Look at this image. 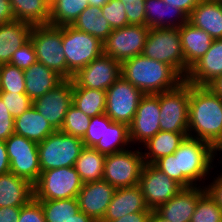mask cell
<instances>
[{
    "mask_svg": "<svg viewBox=\"0 0 222 222\" xmlns=\"http://www.w3.org/2000/svg\"><path fill=\"white\" fill-rule=\"evenodd\" d=\"M121 73V62L102 54L73 75V88L106 91L121 77Z\"/></svg>",
    "mask_w": 222,
    "mask_h": 222,
    "instance_id": "5bb4252c",
    "label": "cell"
},
{
    "mask_svg": "<svg viewBox=\"0 0 222 222\" xmlns=\"http://www.w3.org/2000/svg\"><path fill=\"white\" fill-rule=\"evenodd\" d=\"M14 134V118L0 97V140L6 141Z\"/></svg>",
    "mask_w": 222,
    "mask_h": 222,
    "instance_id": "bcb514c9",
    "label": "cell"
},
{
    "mask_svg": "<svg viewBox=\"0 0 222 222\" xmlns=\"http://www.w3.org/2000/svg\"><path fill=\"white\" fill-rule=\"evenodd\" d=\"M205 191L204 186L183 188L168 202L161 204L155 211L168 222H190L195 212L197 200Z\"/></svg>",
    "mask_w": 222,
    "mask_h": 222,
    "instance_id": "d6986e66",
    "label": "cell"
},
{
    "mask_svg": "<svg viewBox=\"0 0 222 222\" xmlns=\"http://www.w3.org/2000/svg\"><path fill=\"white\" fill-rule=\"evenodd\" d=\"M0 97L13 118L22 115L33 105L26 93L0 92Z\"/></svg>",
    "mask_w": 222,
    "mask_h": 222,
    "instance_id": "60d3db41",
    "label": "cell"
},
{
    "mask_svg": "<svg viewBox=\"0 0 222 222\" xmlns=\"http://www.w3.org/2000/svg\"><path fill=\"white\" fill-rule=\"evenodd\" d=\"M151 212H135L110 222H147Z\"/></svg>",
    "mask_w": 222,
    "mask_h": 222,
    "instance_id": "816d5d0a",
    "label": "cell"
},
{
    "mask_svg": "<svg viewBox=\"0 0 222 222\" xmlns=\"http://www.w3.org/2000/svg\"><path fill=\"white\" fill-rule=\"evenodd\" d=\"M124 3L129 25H146L145 0H120Z\"/></svg>",
    "mask_w": 222,
    "mask_h": 222,
    "instance_id": "ee69618b",
    "label": "cell"
},
{
    "mask_svg": "<svg viewBox=\"0 0 222 222\" xmlns=\"http://www.w3.org/2000/svg\"><path fill=\"white\" fill-rule=\"evenodd\" d=\"M152 211L153 210L146 206L144 196L139 185L116 188L114 196L101 222H110L135 212Z\"/></svg>",
    "mask_w": 222,
    "mask_h": 222,
    "instance_id": "44dd1931",
    "label": "cell"
},
{
    "mask_svg": "<svg viewBox=\"0 0 222 222\" xmlns=\"http://www.w3.org/2000/svg\"><path fill=\"white\" fill-rule=\"evenodd\" d=\"M24 79L26 94L32 101L42 97L64 80L55 71L40 62H36L24 70Z\"/></svg>",
    "mask_w": 222,
    "mask_h": 222,
    "instance_id": "484cf974",
    "label": "cell"
},
{
    "mask_svg": "<svg viewBox=\"0 0 222 222\" xmlns=\"http://www.w3.org/2000/svg\"><path fill=\"white\" fill-rule=\"evenodd\" d=\"M88 6V0H55L50 5L49 24L53 26L72 25Z\"/></svg>",
    "mask_w": 222,
    "mask_h": 222,
    "instance_id": "e575fe53",
    "label": "cell"
},
{
    "mask_svg": "<svg viewBox=\"0 0 222 222\" xmlns=\"http://www.w3.org/2000/svg\"><path fill=\"white\" fill-rule=\"evenodd\" d=\"M32 28L18 20L0 24V64H8L13 53L30 40Z\"/></svg>",
    "mask_w": 222,
    "mask_h": 222,
    "instance_id": "cb8c5ba5",
    "label": "cell"
},
{
    "mask_svg": "<svg viewBox=\"0 0 222 222\" xmlns=\"http://www.w3.org/2000/svg\"><path fill=\"white\" fill-rule=\"evenodd\" d=\"M0 92L26 93L24 70L11 64H2Z\"/></svg>",
    "mask_w": 222,
    "mask_h": 222,
    "instance_id": "f35d334b",
    "label": "cell"
},
{
    "mask_svg": "<svg viewBox=\"0 0 222 222\" xmlns=\"http://www.w3.org/2000/svg\"><path fill=\"white\" fill-rule=\"evenodd\" d=\"M4 142L10 160V172L34 185L41 174L38 143L16 134Z\"/></svg>",
    "mask_w": 222,
    "mask_h": 222,
    "instance_id": "7c38bea8",
    "label": "cell"
},
{
    "mask_svg": "<svg viewBox=\"0 0 222 222\" xmlns=\"http://www.w3.org/2000/svg\"><path fill=\"white\" fill-rule=\"evenodd\" d=\"M21 207L3 206L0 207V222H17L20 216Z\"/></svg>",
    "mask_w": 222,
    "mask_h": 222,
    "instance_id": "681fc988",
    "label": "cell"
},
{
    "mask_svg": "<svg viewBox=\"0 0 222 222\" xmlns=\"http://www.w3.org/2000/svg\"><path fill=\"white\" fill-rule=\"evenodd\" d=\"M145 94L123 76L106 90L105 114L117 123H132L141 98Z\"/></svg>",
    "mask_w": 222,
    "mask_h": 222,
    "instance_id": "8fae6325",
    "label": "cell"
},
{
    "mask_svg": "<svg viewBox=\"0 0 222 222\" xmlns=\"http://www.w3.org/2000/svg\"><path fill=\"white\" fill-rule=\"evenodd\" d=\"M84 147L81 138L56 130L38 143L41 172L75 166Z\"/></svg>",
    "mask_w": 222,
    "mask_h": 222,
    "instance_id": "8992f818",
    "label": "cell"
},
{
    "mask_svg": "<svg viewBox=\"0 0 222 222\" xmlns=\"http://www.w3.org/2000/svg\"><path fill=\"white\" fill-rule=\"evenodd\" d=\"M69 222H95L91 217L86 215L81 210L76 213Z\"/></svg>",
    "mask_w": 222,
    "mask_h": 222,
    "instance_id": "11a10c76",
    "label": "cell"
},
{
    "mask_svg": "<svg viewBox=\"0 0 222 222\" xmlns=\"http://www.w3.org/2000/svg\"><path fill=\"white\" fill-rule=\"evenodd\" d=\"M186 137H188V132H157L142 144L145 151L147 150V152H142L144 162L153 164L161 157L174 154Z\"/></svg>",
    "mask_w": 222,
    "mask_h": 222,
    "instance_id": "f1b7e54d",
    "label": "cell"
},
{
    "mask_svg": "<svg viewBox=\"0 0 222 222\" xmlns=\"http://www.w3.org/2000/svg\"><path fill=\"white\" fill-rule=\"evenodd\" d=\"M166 4L174 8H179L184 11L188 16L193 9L198 5L201 0H163Z\"/></svg>",
    "mask_w": 222,
    "mask_h": 222,
    "instance_id": "c3c4849f",
    "label": "cell"
},
{
    "mask_svg": "<svg viewBox=\"0 0 222 222\" xmlns=\"http://www.w3.org/2000/svg\"><path fill=\"white\" fill-rule=\"evenodd\" d=\"M155 95L160 105V131L188 132L190 83L184 80L176 88Z\"/></svg>",
    "mask_w": 222,
    "mask_h": 222,
    "instance_id": "ba28073f",
    "label": "cell"
},
{
    "mask_svg": "<svg viewBox=\"0 0 222 222\" xmlns=\"http://www.w3.org/2000/svg\"><path fill=\"white\" fill-rule=\"evenodd\" d=\"M1 67H2V64H0V82H1Z\"/></svg>",
    "mask_w": 222,
    "mask_h": 222,
    "instance_id": "94428289",
    "label": "cell"
},
{
    "mask_svg": "<svg viewBox=\"0 0 222 222\" xmlns=\"http://www.w3.org/2000/svg\"><path fill=\"white\" fill-rule=\"evenodd\" d=\"M209 185H205V190L214 199L215 203L222 209V173L217 175Z\"/></svg>",
    "mask_w": 222,
    "mask_h": 222,
    "instance_id": "7dc6e473",
    "label": "cell"
},
{
    "mask_svg": "<svg viewBox=\"0 0 222 222\" xmlns=\"http://www.w3.org/2000/svg\"><path fill=\"white\" fill-rule=\"evenodd\" d=\"M83 184L74 166L49 169L41 172L34 184V198L36 200L77 198Z\"/></svg>",
    "mask_w": 222,
    "mask_h": 222,
    "instance_id": "52a82bcc",
    "label": "cell"
},
{
    "mask_svg": "<svg viewBox=\"0 0 222 222\" xmlns=\"http://www.w3.org/2000/svg\"><path fill=\"white\" fill-rule=\"evenodd\" d=\"M105 157L93 147L82 149L74 167L84 184L103 179Z\"/></svg>",
    "mask_w": 222,
    "mask_h": 222,
    "instance_id": "d6a6232c",
    "label": "cell"
},
{
    "mask_svg": "<svg viewBox=\"0 0 222 222\" xmlns=\"http://www.w3.org/2000/svg\"><path fill=\"white\" fill-rule=\"evenodd\" d=\"M222 75V38L214 39L206 54L189 70L185 80L196 86H208Z\"/></svg>",
    "mask_w": 222,
    "mask_h": 222,
    "instance_id": "ffe728a7",
    "label": "cell"
},
{
    "mask_svg": "<svg viewBox=\"0 0 222 222\" xmlns=\"http://www.w3.org/2000/svg\"><path fill=\"white\" fill-rule=\"evenodd\" d=\"M121 76L144 94L176 88L185 79L170 65L137 55L121 63Z\"/></svg>",
    "mask_w": 222,
    "mask_h": 222,
    "instance_id": "3957f363",
    "label": "cell"
},
{
    "mask_svg": "<svg viewBox=\"0 0 222 222\" xmlns=\"http://www.w3.org/2000/svg\"><path fill=\"white\" fill-rule=\"evenodd\" d=\"M186 63V76L190 68L209 50L214 39L203 29L186 22L179 28Z\"/></svg>",
    "mask_w": 222,
    "mask_h": 222,
    "instance_id": "7402d4cb",
    "label": "cell"
},
{
    "mask_svg": "<svg viewBox=\"0 0 222 222\" xmlns=\"http://www.w3.org/2000/svg\"><path fill=\"white\" fill-rule=\"evenodd\" d=\"M56 130L49 121L31 105L22 115L14 118V134L40 143Z\"/></svg>",
    "mask_w": 222,
    "mask_h": 222,
    "instance_id": "83f0119b",
    "label": "cell"
},
{
    "mask_svg": "<svg viewBox=\"0 0 222 222\" xmlns=\"http://www.w3.org/2000/svg\"><path fill=\"white\" fill-rule=\"evenodd\" d=\"M50 4L53 2V1H55V0H47Z\"/></svg>",
    "mask_w": 222,
    "mask_h": 222,
    "instance_id": "6125c7cd",
    "label": "cell"
},
{
    "mask_svg": "<svg viewBox=\"0 0 222 222\" xmlns=\"http://www.w3.org/2000/svg\"><path fill=\"white\" fill-rule=\"evenodd\" d=\"M144 164L142 152L137 149L106 155L103 180L115 188L139 185Z\"/></svg>",
    "mask_w": 222,
    "mask_h": 222,
    "instance_id": "30bf717a",
    "label": "cell"
},
{
    "mask_svg": "<svg viewBox=\"0 0 222 222\" xmlns=\"http://www.w3.org/2000/svg\"><path fill=\"white\" fill-rule=\"evenodd\" d=\"M62 41L67 68L73 74L103 54V42L71 25L62 26Z\"/></svg>",
    "mask_w": 222,
    "mask_h": 222,
    "instance_id": "9c48e42d",
    "label": "cell"
},
{
    "mask_svg": "<svg viewBox=\"0 0 222 222\" xmlns=\"http://www.w3.org/2000/svg\"><path fill=\"white\" fill-rule=\"evenodd\" d=\"M72 104L90 118L105 113L106 91L90 88H73Z\"/></svg>",
    "mask_w": 222,
    "mask_h": 222,
    "instance_id": "836d02e7",
    "label": "cell"
},
{
    "mask_svg": "<svg viewBox=\"0 0 222 222\" xmlns=\"http://www.w3.org/2000/svg\"><path fill=\"white\" fill-rule=\"evenodd\" d=\"M150 28L146 25H127L113 29L103 42V54L119 62L141 55Z\"/></svg>",
    "mask_w": 222,
    "mask_h": 222,
    "instance_id": "4fadbf2b",
    "label": "cell"
},
{
    "mask_svg": "<svg viewBox=\"0 0 222 222\" xmlns=\"http://www.w3.org/2000/svg\"><path fill=\"white\" fill-rule=\"evenodd\" d=\"M73 81L64 79L54 89L33 101V106L55 130H60L72 105Z\"/></svg>",
    "mask_w": 222,
    "mask_h": 222,
    "instance_id": "2e32d148",
    "label": "cell"
},
{
    "mask_svg": "<svg viewBox=\"0 0 222 222\" xmlns=\"http://www.w3.org/2000/svg\"><path fill=\"white\" fill-rule=\"evenodd\" d=\"M142 55L172 66L184 79L186 63L179 28H151Z\"/></svg>",
    "mask_w": 222,
    "mask_h": 222,
    "instance_id": "5b68a950",
    "label": "cell"
},
{
    "mask_svg": "<svg viewBox=\"0 0 222 222\" xmlns=\"http://www.w3.org/2000/svg\"><path fill=\"white\" fill-rule=\"evenodd\" d=\"M188 22L206 31L213 39H221L222 2L201 0L188 16Z\"/></svg>",
    "mask_w": 222,
    "mask_h": 222,
    "instance_id": "4316f807",
    "label": "cell"
},
{
    "mask_svg": "<svg viewBox=\"0 0 222 222\" xmlns=\"http://www.w3.org/2000/svg\"><path fill=\"white\" fill-rule=\"evenodd\" d=\"M90 120L88 115L72 104L65 115L60 131L82 139L89 127Z\"/></svg>",
    "mask_w": 222,
    "mask_h": 222,
    "instance_id": "74e56055",
    "label": "cell"
},
{
    "mask_svg": "<svg viewBox=\"0 0 222 222\" xmlns=\"http://www.w3.org/2000/svg\"><path fill=\"white\" fill-rule=\"evenodd\" d=\"M15 20L10 0H0V24Z\"/></svg>",
    "mask_w": 222,
    "mask_h": 222,
    "instance_id": "f907efd6",
    "label": "cell"
},
{
    "mask_svg": "<svg viewBox=\"0 0 222 222\" xmlns=\"http://www.w3.org/2000/svg\"><path fill=\"white\" fill-rule=\"evenodd\" d=\"M145 17L146 26L150 29L180 28L188 22V15L184 11L166 4L163 0H145Z\"/></svg>",
    "mask_w": 222,
    "mask_h": 222,
    "instance_id": "d4e9b609",
    "label": "cell"
},
{
    "mask_svg": "<svg viewBox=\"0 0 222 222\" xmlns=\"http://www.w3.org/2000/svg\"><path fill=\"white\" fill-rule=\"evenodd\" d=\"M129 126L124 123L113 122L105 114V134L93 147L104 155H110L129 149ZM128 147V148H127Z\"/></svg>",
    "mask_w": 222,
    "mask_h": 222,
    "instance_id": "f546056e",
    "label": "cell"
},
{
    "mask_svg": "<svg viewBox=\"0 0 222 222\" xmlns=\"http://www.w3.org/2000/svg\"><path fill=\"white\" fill-rule=\"evenodd\" d=\"M188 137L205 141L215 150L222 143V98L209 86L190 84Z\"/></svg>",
    "mask_w": 222,
    "mask_h": 222,
    "instance_id": "7a4b0ae2",
    "label": "cell"
},
{
    "mask_svg": "<svg viewBox=\"0 0 222 222\" xmlns=\"http://www.w3.org/2000/svg\"><path fill=\"white\" fill-rule=\"evenodd\" d=\"M37 62L36 52L31 40L21 46L16 52L13 53L9 64L19 68L27 69L32 64Z\"/></svg>",
    "mask_w": 222,
    "mask_h": 222,
    "instance_id": "7bdbcfd3",
    "label": "cell"
},
{
    "mask_svg": "<svg viewBox=\"0 0 222 222\" xmlns=\"http://www.w3.org/2000/svg\"><path fill=\"white\" fill-rule=\"evenodd\" d=\"M101 11L112 29L122 28L129 25L126 17L124 3L122 1L109 0V2L101 7Z\"/></svg>",
    "mask_w": 222,
    "mask_h": 222,
    "instance_id": "ab89813d",
    "label": "cell"
},
{
    "mask_svg": "<svg viewBox=\"0 0 222 222\" xmlns=\"http://www.w3.org/2000/svg\"><path fill=\"white\" fill-rule=\"evenodd\" d=\"M89 6H96L101 8L103 5H105L109 0H88Z\"/></svg>",
    "mask_w": 222,
    "mask_h": 222,
    "instance_id": "6f0895ef",
    "label": "cell"
},
{
    "mask_svg": "<svg viewBox=\"0 0 222 222\" xmlns=\"http://www.w3.org/2000/svg\"><path fill=\"white\" fill-rule=\"evenodd\" d=\"M216 155H217V151L221 152L222 151V143L216 148Z\"/></svg>",
    "mask_w": 222,
    "mask_h": 222,
    "instance_id": "680465c9",
    "label": "cell"
},
{
    "mask_svg": "<svg viewBox=\"0 0 222 222\" xmlns=\"http://www.w3.org/2000/svg\"><path fill=\"white\" fill-rule=\"evenodd\" d=\"M215 154V149L209 143L186 137L174 154L161 157L153 165L183 188H188L197 186L209 175L214 168Z\"/></svg>",
    "mask_w": 222,
    "mask_h": 222,
    "instance_id": "6da1fadb",
    "label": "cell"
},
{
    "mask_svg": "<svg viewBox=\"0 0 222 222\" xmlns=\"http://www.w3.org/2000/svg\"><path fill=\"white\" fill-rule=\"evenodd\" d=\"M207 1L222 2V0H207Z\"/></svg>",
    "mask_w": 222,
    "mask_h": 222,
    "instance_id": "91938a15",
    "label": "cell"
},
{
    "mask_svg": "<svg viewBox=\"0 0 222 222\" xmlns=\"http://www.w3.org/2000/svg\"><path fill=\"white\" fill-rule=\"evenodd\" d=\"M17 222H45L41 203L33 198L29 203L22 206Z\"/></svg>",
    "mask_w": 222,
    "mask_h": 222,
    "instance_id": "f6af8a7d",
    "label": "cell"
},
{
    "mask_svg": "<svg viewBox=\"0 0 222 222\" xmlns=\"http://www.w3.org/2000/svg\"><path fill=\"white\" fill-rule=\"evenodd\" d=\"M147 222H168L166 219H163L155 210L150 213Z\"/></svg>",
    "mask_w": 222,
    "mask_h": 222,
    "instance_id": "9f6ffc18",
    "label": "cell"
},
{
    "mask_svg": "<svg viewBox=\"0 0 222 222\" xmlns=\"http://www.w3.org/2000/svg\"><path fill=\"white\" fill-rule=\"evenodd\" d=\"M105 134V113L91 117L89 127L82 138L85 147H94Z\"/></svg>",
    "mask_w": 222,
    "mask_h": 222,
    "instance_id": "b9f144b4",
    "label": "cell"
},
{
    "mask_svg": "<svg viewBox=\"0 0 222 222\" xmlns=\"http://www.w3.org/2000/svg\"><path fill=\"white\" fill-rule=\"evenodd\" d=\"M190 222H222V209L206 190L199 196Z\"/></svg>",
    "mask_w": 222,
    "mask_h": 222,
    "instance_id": "8d00e7d4",
    "label": "cell"
},
{
    "mask_svg": "<svg viewBox=\"0 0 222 222\" xmlns=\"http://www.w3.org/2000/svg\"><path fill=\"white\" fill-rule=\"evenodd\" d=\"M208 86L216 95L222 98V75L218 76Z\"/></svg>",
    "mask_w": 222,
    "mask_h": 222,
    "instance_id": "db71d44e",
    "label": "cell"
},
{
    "mask_svg": "<svg viewBox=\"0 0 222 222\" xmlns=\"http://www.w3.org/2000/svg\"><path fill=\"white\" fill-rule=\"evenodd\" d=\"M139 186L146 206L153 211L161 204L168 202L183 189L180 184L167 174L149 163L143 165Z\"/></svg>",
    "mask_w": 222,
    "mask_h": 222,
    "instance_id": "9a60e30c",
    "label": "cell"
},
{
    "mask_svg": "<svg viewBox=\"0 0 222 222\" xmlns=\"http://www.w3.org/2000/svg\"><path fill=\"white\" fill-rule=\"evenodd\" d=\"M10 172V160L5 142L0 140V175Z\"/></svg>",
    "mask_w": 222,
    "mask_h": 222,
    "instance_id": "f5cc1de1",
    "label": "cell"
},
{
    "mask_svg": "<svg viewBox=\"0 0 222 222\" xmlns=\"http://www.w3.org/2000/svg\"><path fill=\"white\" fill-rule=\"evenodd\" d=\"M10 2L15 20L33 26L49 24L51 4L47 0H10Z\"/></svg>",
    "mask_w": 222,
    "mask_h": 222,
    "instance_id": "4dcf8cb0",
    "label": "cell"
},
{
    "mask_svg": "<svg viewBox=\"0 0 222 222\" xmlns=\"http://www.w3.org/2000/svg\"><path fill=\"white\" fill-rule=\"evenodd\" d=\"M37 201L41 203L45 222H69L80 211L77 198Z\"/></svg>",
    "mask_w": 222,
    "mask_h": 222,
    "instance_id": "d590c367",
    "label": "cell"
},
{
    "mask_svg": "<svg viewBox=\"0 0 222 222\" xmlns=\"http://www.w3.org/2000/svg\"><path fill=\"white\" fill-rule=\"evenodd\" d=\"M116 188L105 180L83 184L77 195L80 210L95 222H101Z\"/></svg>",
    "mask_w": 222,
    "mask_h": 222,
    "instance_id": "ac0fdd59",
    "label": "cell"
},
{
    "mask_svg": "<svg viewBox=\"0 0 222 222\" xmlns=\"http://www.w3.org/2000/svg\"><path fill=\"white\" fill-rule=\"evenodd\" d=\"M34 198V185L12 172L0 175V207H22Z\"/></svg>",
    "mask_w": 222,
    "mask_h": 222,
    "instance_id": "603a6c76",
    "label": "cell"
},
{
    "mask_svg": "<svg viewBox=\"0 0 222 222\" xmlns=\"http://www.w3.org/2000/svg\"><path fill=\"white\" fill-rule=\"evenodd\" d=\"M71 26L98 38L101 42H104L113 31L101 8L96 6L86 7Z\"/></svg>",
    "mask_w": 222,
    "mask_h": 222,
    "instance_id": "1f68e13d",
    "label": "cell"
},
{
    "mask_svg": "<svg viewBox=\"0 0 222 222\" xmlns=\"http://www.w3.org/2000/svg\"><path fill=\"white\" fill-rule=\"evenodd\" d=\"M37 62L55 71L63 79H72L73 73L67 68L62 45V26L36 25L31 30Z\"/></svg>",
    "mask_w": 222,
    "mask_h": 222,
    "instance_id": "277c9868",
    "label": "cell"
},
{
    "mask_svg": "<svg viewBox=\"0 0 222 222\" xmlns=\"http://www.w3.org/2000/svg\"><path fill=\"white\" fill-rule=\"evenodd\" d=\"M160 105L155 94H145L138 105L132 123L129 125L130 142L144 144L160 131Z\"/></svg>",
    "mask_w": 222,
    "mask_h": 222,
    "instance_id": "e0dca14e",
    "label": "cell"
}]
</instances>
